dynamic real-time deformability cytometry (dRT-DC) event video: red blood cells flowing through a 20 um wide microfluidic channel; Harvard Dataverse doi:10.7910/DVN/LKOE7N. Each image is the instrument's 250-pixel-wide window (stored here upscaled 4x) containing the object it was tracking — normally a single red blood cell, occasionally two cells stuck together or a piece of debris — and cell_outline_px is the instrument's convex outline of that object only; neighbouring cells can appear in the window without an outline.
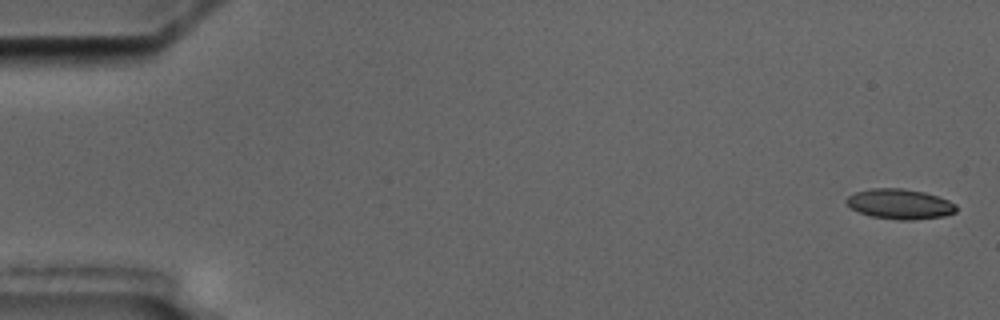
{"species": "common noctule bat (a hibernating species)", "species_latin": "Nyctalus noctula", "temperature_condition": "cold", "stored_images_in_passage": 6, "camera_frame_rate_fps": 3000, "um_per_image_px": 0.085, "animal": {"sex": "male", "body_mass_g": 17.5, "forearm_length_mm": 52.3}, "frame": {"image": 1, "passage_image": 1, "time_ms": 0.0, "image_size_px": [1000, 320], "cell_outline_px": [[956, 212], [944, 216], [912, 220], [900, 220], [868, 216], [852, 208], [844, 200], [848, 196], [856, 192], [868, 188], [900, 188], [924, 192], [948, 200], [956, 204]], "centroid_in_image_um": [76.47, 17.34], "position_along_channel_um": 8.5, "area_um2": 19.25}}